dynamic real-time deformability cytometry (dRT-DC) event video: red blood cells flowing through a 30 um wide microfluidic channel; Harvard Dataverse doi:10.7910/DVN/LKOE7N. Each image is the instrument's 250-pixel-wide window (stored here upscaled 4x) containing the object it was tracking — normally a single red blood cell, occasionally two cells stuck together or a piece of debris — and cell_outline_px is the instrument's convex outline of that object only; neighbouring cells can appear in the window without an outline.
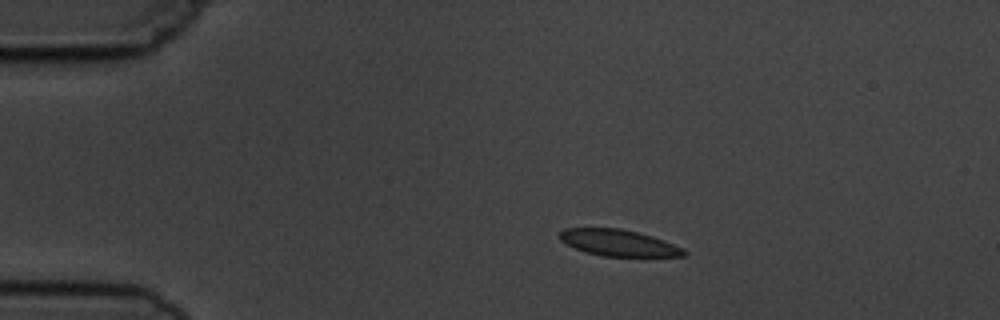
{"species": "common noctule bat (a hibernating species)", "species_latin": "Nyctalus noctula", "temperature_condition": "cold", "stored_images_in_passage": 9, "camera_frame_rate_fps": 3000, "um_per_image_px": 0.085, "animal": {"sex": "male", "body_mass_g": 19.5, "forearm_length_mm": 54.6}, "frame": {"image": 1, "passage_image": 2, "time_ms": 2.333, "image_size_px": [1000, 320], "cell_outline_px": [[688, 252], [684, 256], [600, 256], [584, 252], [560, 240], [560, 232], [564, 228], [620, 228], [652, 236], [664, 240], [684, 248]], "centroid_in_image_um": [52.59, 20.64], "position_along_channel_um": 32.4, "area_um2": 19.07}}
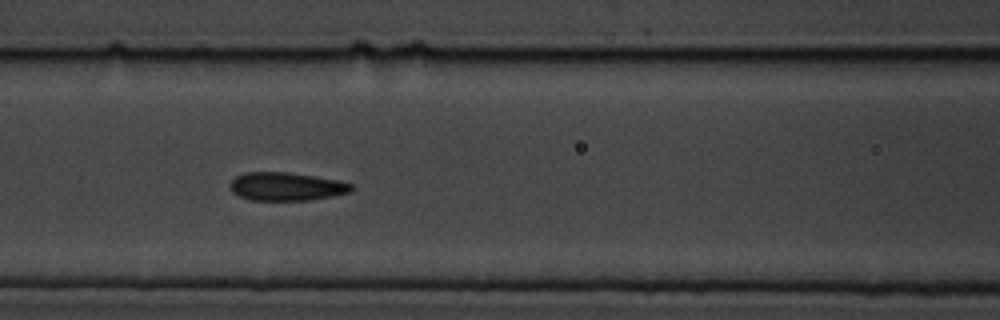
{"frame": {"image": 2, "passage_image": 6, "time_ms": 6.667, "image_size_px": [1000, 320], "cell_outline_px": [[356, 188], [352, 192], [312, 200], [252, 200], [240, 196], [232, 192], [228, 184], [236, 176], [244, 172], [288, 172], [316, 176], [340, 180], [352, 184]], "centroid_in_image_um": [24.38, 15.85], "position_along_channel_um": 142.2, "area_um2": 20.29}}
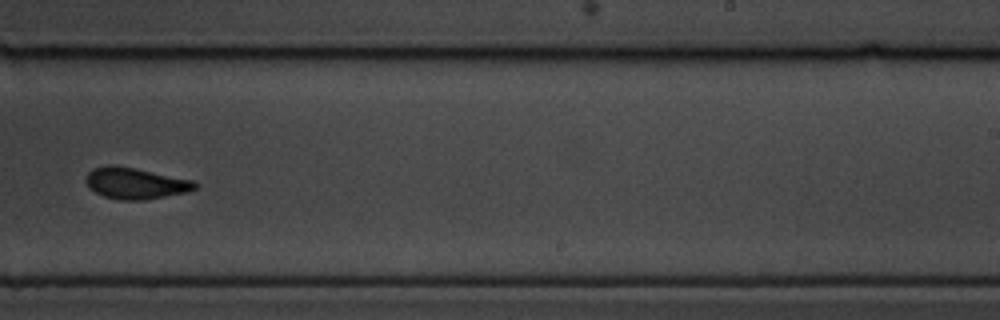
{"frame": {"image": 3, "passage_image": 9, "time_ms": 10.333, "image_size_px": [1000, 320], "cell_outline_px": [[200, 184], [196, 188], [188, 192], [144, 200], [120, 200], [104, 196], [88, 188], [84, 180], [88, 172], [92, 168], [108, 164], [112, 164], [136, 168], [192, 180]], "centroid_in_image_um": [11.48, 15.57], "position_along_channel_um": 277.5, "area_um2": 20.11}}